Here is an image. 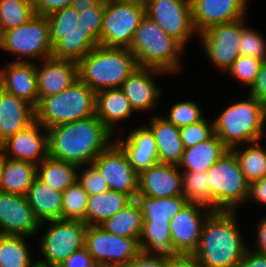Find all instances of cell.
I'll list each match as a JSON object with an SVG mask.
<instances>
[{
	"label": "cell",
	"mask_w": 266,
	"mask_h": 267,
	"mask_svg": "<svg viewBox=\"0 0 266 267\" xmlns=\"http://www.w3.org/2000/svg\"><path fill=\"white\" fill-rule=\"evenodd\" d=\"M47 130L49 156L76 164L79 169L92 164L115 141L96 115Z\"/></svg>",
	"instance_id": "cell-1"
},
{
	"label": "cell",
	"mask_w": 266,
	"mask_h": 267,
	"mask_svg": "<svg viewBox=\"0 0 266 267\" xmlns=\"http://www.w3.org/2000/svg\"><path fill=\"white\" fill-rule=\"evenodd\" d=\"M236 211L212 212L205 220L197 249L190 257L202 267H236L246 250Z\"/></svg>",
	"instance_id": "cell-2"
},
{
	"label": "cell",
	"mask_w": 266,
	"mask_h": 267,
	"mask_svg": "<svg viewBox=\"0 0 266 267\" xmlns=\"http://www.w3.org/2000/svg\"><path fill=\"white\" fill-rule=\"evenodd\" d=\"M138 68L128 48L98 45L78 62L79 79L95 92L121 88L128 76Z\"/></svg>",
	"instance_id": "cell-3"
},
{
	"label": "cell",
	"mask_w": 266,
	"mask_h": 267,
	"mask_svg": "<svg viewBox=\"0 0 266 267\" xmlns=\"http://www.w3.org/2000/svg\"><path fill=\"white\" fill-rule=\"evenodd\" d=\"M135 56L138 67L154 68L166 73L181 68L180 55L185 47L146 14L137 27L128 48Z\"/></svg>",
	"instance_id": "cell-4"
},
{
	"label": "cell",
	"mask_w": 266,
	"mask_h": 267,
	"mask_svg": "<svg viewBox=\"0 0 266 267\" xmlns=\"http://www.w3.org/2000/svg\"><path fill=\"white\" fill-rule=\"evenodd\" d=\"M248 95V99L234 102L213 121L215 135L229 150L240 143L257 142L265 134L266 107Z\"/></svg>",
	"instance_id": "cell-5"
},
{
	"label": "cell",
	"mask_w": 266,
	"mask_h": 267,
	"mask_svg": "<svg viewBox=\"0 0 266 267\" xmlns=\"http://www.w3.org/2000/svg\"><path fill=\"white\" fill-rule=\"evenodd\" d=\"M96 92L80 79L64 91L42 98L35 108V120L43 129L95 115Z\"/></svg>",
	"instance_id": "cell-6"
},
{
	"label": "cell",
	"mask_w": 266,
	"mask_h": 267,
	"mask_svg": "<svg viewBox=\"0 0 266 267\" xmlns=\"http://www.w3.org/2000/svg\"><path fill=\"white\" fill-rule=\"evenodd\" d=\"M212 200L221 211H236L249 198L246 181L235 154L229 150L207 171Z\"/></svg>",
	"instance_id": "cell-7"
},
{
	"label": "cell",
	"mask_w": 266,
	"mask_h": 267,
	"mask_svg": "<svg viewBox=\"0 0 266 267\" xmlns=\"http://www.w3.org/2000/svg\"><path fill=\"white\" fill-rule=\"evenodd\" d=\"M0 49L24 57L14 62H34L35 58L44 60L52 57L53 44L47 16L35 15L27 23L6 30Z\"/></svg>",
	"instance_id": "cell-8"
},
{
	"label": "cell",
	"mask_w": 266,
	"mask_h": 267,
	"mask_svg": "<svg viewBox=\"0 0 266 267\" xmlns=\"http://www.w3.org/2000/svg\"><path fill=\"white\" fill-rule=\"evenodd\" d=\"M43 233L39 250L43 255L36 263L44 267H59L72 253L85 247L87 225L82 221L57 219Z\"/></svg>",
	"instance_id": "cell-9"
},
{
	"label": "cell",
	"mask_w": 266,
	"mask_h": 267,
	"mask_svg": "<svg viewBox=\"0 0 266 267\" xmlns=\"http://www.w3.org/2000/svg\"><path fill=\"white\" fill-rule=\"evenodd\" d=\"M144 16L145 5L105 0L100 45L129 48Z\"/></svg>",
	"instance_id": "cell-10"
},
{
	"label": "cell",
	"mask_w": 266,
	"mask_h": 267,
	"mask_svg": "<svg viewBox=\"0 0 266 267\" xmlns=\"http://www.w3.org/2000/svg\"><path fill=\"white\" fill-rule=\"evenodd\" d=\"M85 248L104 267H125L141 252L138 239L108 233L99 225H87Z\"/></svg>",
	"instance_id": "cell-11"
},
{
	"label": "cell",
	"mask_w": 266,
	"mask_h": 267,
	"mask_svg": "<svg viewBox=\"0 0 266 267\" xmlns=\"http://www.w3.org/2000/svg\"><path fill=\"white\" fill-rule=\"evenodd\" d=\"M145 14L185 48L189 38L198 34L192 21L191 0H147Z\"/></svg>",
	"instance_id": "cell-12"
},
{
	"label": "cell",
	"mask_w": 266,
	"mask_h": 267,
	"mask_svg": "<svg viewBox=\"0 0 266 267\" xmlns=\"http://www.w3.org/2000/svg\"><path fill=\"white\" fill-rule=\"evenodd\" d=\"M199 35L209 60L217 69L226 72L240 55L242 18L213 25Z\"/></svg>",
	"instance_id": "cell-13"
},
{
	"label": "cell",
	"mask_w": 266,
	"mask_h": 267,
	"mask_svg": "<svg viewBox=\"0 0 266 267\" xmlns=\"http://www.w3.org/2000/svg\"><path fill=\"white\" fill-rule=\"evenodd\" d=\"M212 211L204 206L187 203L170 221L172 255L191 257L198 247L205 220Z\"/></svg>",
	"instance_id": "cell-14"
},
{
	"label": "cell",
	"mask_w": 266,
	"mask_h": 267,
	"mask_svg": "<svg viewBox=\"0 0 266 267\" xmlns=\"http://www.w3.org/2000/svg\"><path fill=\"white\" fill-rule=\"evenodd\" d=\"M108 184L109 190L129 195L133 200L138 192L139 174L129 163L123 149L114 141L92 163Z\"/></svg>",
	"instance_id": "cell-15"
},
{
	"label": "cell",
	"mask_w": 266,
	"mask_h": 267,
	"mask_svg": "<svg viewBox=\"0 0 266 267\" xmlns=\"http://www.w3.org/2000/svg\"><path fill=\"white\" fill-rule=\"evenodd\" d=\"M41 228L23 195L0 191V234L33 236Z\"/></svg>",
	"instance_id": "cell-16"
},
{
	"label": "cell",
	"mask_w": 266,
	"mask_h": 267,
	"mask_svg": "<svg viewBox=\"0 0 266 267\" xmlns=\"http://www.w3.org/2000/svg\"><path fill=\"white\" fill-rule=\"evenodd\" d=\"M43 127L36 120L25 129L10 136L0 145L6 158L40 164L49 155L48 130L40 132Z\"/></svg>",
	"instance_id": "cell-17"
},
{
	"label": "cell",
	"mask_w": 266,
	"mask_h": 267,
	"mask_svg": "<svg viewBox=\"0 0 266 267\" xmlns=\"http://www.w3.org/2000/svg\"><path fill=\"white\" fill-rule=\"evenodd\" d=\"M247 6L243 0H191L194 28L200 34L213 25L244 18Z\"/></svg>",
	"instance_id": "cell-18"
},
{
	"label": "cell",
	"mask_w": 266,
	"mask_h": 267,
	"mask_svg": "<svg viewBox=\"0 0 266 267\" xmlns=\"http://www.w3.org/2000/svg\"><path fill=\"white\" fill-rule=\"evenodd\" d=\"M137 195L156 198L183 196L182 170L177 165L157 163L139 173Z\"/></svg>",
	"instance_id": "cell-19"
},
{
	"label": "cell",
	"mask_w": 266,
	"mask_h": 267,
	"mask_svg": "<svg viewBox=\"0 0 266 267\" xmlns=\"http://www.w3.org/2000/svg\"><path fill=\"white\" fill-rule=\"evenodd\" d=\"M5 66L0 69V88L36 108L39 103L36 64L11 61Z\"/></svg>",
	"instance_id": "cell-20"
},
{
	"label": "cell",
	"mask_w": 266,
	"mask_h": 267,
	"mask_svg": "<svg viewBox=\"0 0 266 267\" xmlns=\"http://www.w3.org/2000/svg\"><path fill=\"white\" fill-rule=\"evenodd\" d=\"M36 75L40 101L64 91L79 79L78 62L50 57L43 60L41 68L36 64Z\"/></svg>",
	"instance_id": "cell-21"
},
{
	"label": "cell",
	"mask_w": 266,
	"mask_h": 267,
	"mask_svg": "<svg viewBox=\"0 0 266 267\" xmlns=\"http://www.w3.org/2000/svg\"><path fill=\"white\" fill-rule=\"evenodd\" d=\"M166 72L154 68L138 67L123 82L121 89L135 111H148L157 105L160 89L154 75Z\"/></svg>",
	"instance_id": "cell-22"
},
{
	"label": "cell",
	"mask_w": 266,
	"mask_h": 267,
	"mask_svg": "<svg viewBox=\"0 0 266 267\" xmlns=\"http://www.w3.org/2000/svg\"><path fill=\"white\" fill-rule=\"evenodd\" d=\"M114 140L138 174L159 162L156 140L148 126L133 129L124 140Z\"/></svg>",
	"instance_id": "cell-23"
},
{
	"label": "cell",
	"mask_w": 266,
	"mask_h": 267,
	"mask_svg": "<svg viewBox=\"0 0 266 267\" xmlns=\"http://www.w3.org/2000/svg\"><path fill=\"white\" fill-rule=\"evenodd\" d=\"M35 121V108L0 88V145Z\"/></svg>",
	"instance_id": "cell-24"
},
{
	"label": "cell",
	"mask_w": 266,
	"mask_h": 267,
	"mask_svg": "<svg viewBox=\"0 0 266 267\" xmlns=\"http://www.w3.org/2000/svg\"><path fill=\"white\" fill-rule=\"evenodd\" d=\"M53 44L52 57L56 59L73 60L79 62L99 42L78 24L70 31H50Z\"/></svg>",
	"instance_id": "cell-25"
},
{
	"label": "cell",
	"mask_w": 266,
	"mask_h": 267,
	"mask_svg": "<svg viewBox=\"0 0 266 267\" xmlns=\"http://www.w3.org/2000/svg\"><path fill=\"white\" fill-rule=\"evenodd\" d=\"M134 110L121 88L96 92L95 115L114 134L117 124L130 118Z\"/></svg>",
	"instance_id": "cell-26"
},
{
	"label": "cell",
	"mask_w": 266,
	"mask_h": 267,
	"mask_svg": "<svg viewBox=\"0 0 266 267\" xmlns=\"http://www.w3.org/2000/svg\"><path fill=\"white\" fill-rule=\"evenodd\" d=\"M149 128L156 140L159 163L178 166L184 152L180 128L161 115L150 121Z\"/></svg>",
	"instance_id": "cell-27"
},
{
	"label": "cell",
	"mask_w": 266,
	"mask_h": 267,
	"mask_svg": "<svg viewBox=\"0 0 266 267\" xmlns=\"http://www.w3.org/2000/svg\"><path fill=\"white\" fill-rule=\"evenodd\" d=\"M26 197L40 225L61 219L63 192L52 189L36 176Z\"/></svg>",
	"instance_id": "cell-28"
},
{
	"label": "cell",
	"mask_w": 266,
	"mask_h": 267,
	"mask_svg": "<svg viewBox=\"0 0 266 267\" xmlns=\"http://www.w3.org/2000/svg\"><path fill=\"white\" fill-rule=\"evenodd\" d=\"M228 151L229 149L214 134L208 140L185 148L178 168H183V172H206Z\"/></svg>",
	"instance_id": "cell-29"
},
{
	"label": "cell",
	"mask_w": 266,
	"mask_h": 267,
	"mask_svg": "<svg viewBox=\"0 0 266 267\" xmlns=\"http://www.w3.org/2000/svg\"><path fill=\"white\" fill-rule=\"evenodd\" d=\"M132 201L129 195L113 190L88 195L85 224L100 225Z\"/></svg>",
	"instance_id": "cell-30"
},
{
	"label": "cell",
	"mask_w": 266,
	"mask_h": 267,
	"mask_svg": "<svg viewBox=\"0 0 266 267\" xmlns=\"http://www.w3.org/2000/svg\"><path fill=\"white\" fill-rule=\"evenodd\" d=\"M36 176V165L5 157L0 178V191L26 196Z\"/></svg>",
	"instance_id": "cell-31"
},
{
	"label": "cell",
	"mask_w": 266,
	"mask_h": 267,
	"mask_svg": "<svg viewBox=\"0 0 266 267\" xmlns=\"http://www.w3.org/2000/svg\"><path fill=\"white\" fill-rule=\"evenodd\" d=\"M99 226L108 233L140 240L143 231V214L137 202L133 200Z\"/></svg>",
	"instance_id": "cell-32"
},
{
	"label": "cell",
	"mask_w": 266,
	"mask_h": 267,
	"mask_svg": "<svg viewBox=\"0 0 266 267\" xmlns=\"http://www.w3.org/2000/svg\"><path fill=\"white\" fill-rule=\"evenodd\" d=\"M76 164L58 160L49 155L37 165V177L52 189L64 192L77 181Z\"/></svg>",
	"instance_id": "cell-33"
},
{
	"label": "cell",
	"mask_w": 266,
	"mask_h": 267,
	"mask_svg": "<svg viewBox=\"0 0 266 267\" xmlns=\"http://www.w3.org/2000/svg\"><path fill=\"white\" fill-rule=\"evenodd\" d=\"M134 200L143 214V221H171L188 203L184 196L156 198L136 195Z\"/></svg>",
	"instance_id": "cell-34"
},
{
	"label": "cell",
	"mask_w": 266,
	"mask_h": 267,
	"mask_svg": "<svg viewBox=\"0 0 266 267\" xmlns=\"http://www.w3.org/2000/svg\"><path fill=\"white\" fill-rule=\"evenodd\" d=\"M23 235L0 234V267H34Z\"/></svg>",
	"instance_id": "cell-35"
},
{
	"label": "cell",
	"mask_w": 266,
	"mask_h": 267,
	"mask_svg": "<svg viewBox=\"0 0 266 267\" xmlns=\"http://www.w3.org/2000/svg\"><path fill=\"white\" fill-rule=\"evenodd\" d=\"M141 252L172 254L170 221H143Z\"/></svg>",
	"instance_id": "cell-36"
},
{
	"label": "cell",
	"mask_w": 266,
	"mask_h": 267,
	"mask_svg": "<svg viewBox=\"0 0 266 267\" xmlns=\"http://www.w3.org/2000/svg\"><path fill=\"white\" fill-rule=\"evenodd\" d=\"M260 143V141L250 143V146L247 147V149L239 148V146L231 149L240 164L241 171L246 181L249 184L261 180L266 176V149L263 148Z\"/></svg>",
	"instance_id": "cell-37"
},
{
	"label": "cell",
	"mask_w": 266,
	"mask_h": 267,
	"mask_svg": "<svg viewBox=\"0 0 266 267\" xmlns=\"http://www.w3.org/2000/svg\"><path fill=\"white\" fill-rule=\"evenodd\" d=\"M183 196L188 203L204 206L212 212L221 210L212 200L206 172H182Z\"/></svg>",
	"instance_id": "cell-38"
},
{
	"label": "cell",
	"mask_w": 266,
	"mask_h": 267,
	"mask_svg": "<svg viewBox=\"0 0 266 267\" xmlns=\"http://www.w3.org/2000/svg\"><path fill=\"white\" fill-rule=\"evenodd\" d=\"M35 15L33 0H0V18L4 32L27 23Z\"/></svg>",
	"instance_id": "cell-39"
},
{
	"label": "cell",
	"mask_w": 266,
	"mask_h": 267,
	"mask_svg": "<svg viewBox=\"0 0 266 267\" xmlns=\"http://www.w3.org/2000/svg\"><path fill=\"white\" fill-rule=\"evenodd\" d=\"M88 193L76 181L63 192L61 219L85 223Z\"/></svg>",
	"instance_id": "cell-40"
},
{
	"label": "cell",
	"mask_w": 266,
	"mask_h": 267,
	"mask_svg": "<svg viewBox=\"0 0 266 267\" xmlns=\"http://www.w3.org/2000/svg\"><path fill=\"white\" fill-rule=\"evenodd\" d=\"M245 18H242V35L239 43V53L261 61H266V41L261 33L248 28L245 25Z\"/></svg>",
	"instance_id": "cell-41"
},
{
	"label": "cell",
	"mask_w": 266,
	"mask_h": 267,
	"mask_svg": "<svg viewBox=\"0 0 266 267\" xmlns=\"http://www.w3.org/2000/svg\"><path fill=\"white\" fill-rule=\"evenodd\" d=\"M202 110L194 101H181L175 103L168 117H164L178 128L199 122L204 118Z\"/></svg>",
	"instance_id": "cell-42"
},
{
	"label": "cell",
	"mask_w": 266,
	"mask_h": 267,
	"mask_svg": "<svg viewBox=\"0 0 266 267\" xmlns=\"http://www.w3.org/2000/svg\"><path fill=\"white\" fill-rule=\"evenodd\" d=\"M263 61L249 56L239 55L233 62L232 66L228 69L231 76L238 79L241 84L251 88L256 81L260 67Z\"/></svg>",
	"instance_id": "cell-43"
},
{
	"label": "cell",
	"mask_w": 266,
	"mask_h": 267,
	"mask_svg": "<svg viewBox=\"0 0 266 267\" xmlns=\"http://www.w3.org/2000/svg\"><path fill=\"white\" fill-rule=\"evenodd\" d=\"M105 0H100L94 7L76 10L79 13L78 24L88 31L100 44Z\"/></svg>",
	"instance_id": "cell-44"
},
{
	"label": "cell",
	"mask_w": 266,
	"mask_h": 267,
	"mask_svg": "<svg viewBox=\"0 0 266 267\" xmlns=\"http://www.w3.org/2000/svg\"><path fill=\"white\" fill-rule=\"evenodd\" d=\"M214 122L208 123L202 119L197 123L180 128V135L184 149L210 139L214 135Z\"/></svg>",
	"instance_id": "cell-45"
},
{
	"label": "cell",
	"mask_w": 266,
	"mask_h": 267,
	"mask_svg": "<svg viewBox=\"0 0 266 267\" xmlns=\"http://www.w3.org/2000/svg\"><path fill=\"white\" fill-rule=\"evenodd\" d=\"M81 172L79 174L77 171V181L88 195H96L109 190L107 182L93 164Z\"/></svg>",
	"instance_id": "cell-46"
},
{
	"label": "cell",
	"mask_w": 266,
	"mask_h": 267,
	"mask_svg": "<svg viewBox=\"0 0 266 267\" xmlns=\"http://www.w3.org/2000/svg\"><path fill=\"white\" fill-rule=\"evenodd\" d=\"M79 13L67 6L47 15L50 31H70L77 25Z\"/></svg>",
	"instance_id": "cell-47"
},
{
	"label": "cell",
	"mask_w": 266,
	"mask_h": 267,
	"mask_svg": "<svg viewBox=\"0 0 266 267\" xmlns=\"http://www.w3.org/2000/svg\"><path fill=\"white\" fill-rule=\"evenodd\" d=\"M178 258L172 254L140 252L125 267H172Z\"/></svg>",
	"instance_id": "cell-48"
},
{
	"label": "cell",
	"mask_w": 266,
	"mask_h": 267,
	"mask_svg": "<svg viewBox=\"0 0 266 267\" xmlns=\"http://www.w3.org/2000/svg\"><path fill=\"white\" fill-rule=\"evenodd\" d=\"M72 3L73 0H33L36 15L44 16L58 9L71 6Z\"/></svg>",
	"instance_id": "cell-49"
},
{
	"label": "cell",
	"mask_w": 266,
	"mask_h": 267,
	"mask_svg": "<svg viewBox=\"0 0 266 267\" xmlns=\"http://www.w3.org/2000/svg\"><path fill=\"white\" fill-rule=\"evenodd\" d=\"M248 91L266 107V61L261 65L256 81Z\"/></svg>",
	"instance_id": "cell-50"
},
{
	"label": "cell",
	"mask_w": 266,
	"mask_h": 267,
	"mask_svg": "<svg viewBox=\"0 0 266 267\" xmlns=\"http://www.w3.org/2000/svg\"><path fill=\"white\" fill-rule=\"evenodd\" d=\"M92 261L91 255L84 247L72 253L59 267H86Z\"/></svg>",
	"instance_id": "cell-51"
},
{
	"label": "cell",
	"mask_w": 266,
	"mask_h": 267,
	"mask_svg": "<svg viewBox=\"0 0 266 267\" xmlns=\"http://www.w3.org/2000/svg\"><path fill=\"white\" fill-rule=\"evenodd\" d=\"M236 267H266V255L251 250L249 246Z\"/></svg>",
	"instance_id": "cell-52"
},
{
	"label": "cell",
	"mask_w": 266,
	"mask_h": 267,
	"mask_svg": "<svg viewBox=\"0 0 266 267\" xmlns=\"http://www.w3.org/2000/svg\"><path fill=\"white\" fill-rule=\"evenodd\" d=\"M248 199L266 205V176L250 184Z\"/></svg>",
	"instance_id": "cell-53"
},
{
	"label": "cell",
	"mask_w": 266,
	"mask_h": 267,
	"mask_svg": "<svg viewBox=\"0 0 266 267\" xmlns=\"http://www.w3.org/2000/svg\"><path fill=\"white\" fill-rule=\"evenodd\" d=\"M257 231L256 247L251 250L266 255V216L260 219Z\"/></svg>",
	"instance_id": "cell-54"
},
{
	"label": "cell",
	"mask_w": 266,
	"mask_h": 267,
	"mask_svg": "<svg viewBox=\"0 0 266 267\" xmlns=\"http://www.w3.org/2000/svg\"><path fill=\"white\" fill-rule=\"evenodd\" d=\"M100 0H73L72 7L75 10H85L94 7Z\"/></svg>",
	"instance_id": "cell-55"
},
{
	"label": "cell",
	"mask_w": 266,
	"mask_h": 267,
	"mask_svg": "<svg viewBox=\"0 0 266 267\" xmlns=\"http://www.w3.org/2000/svg\"><path fill=\"white\" fill-rule=\"evenodd\" d=\"M172 267H202L190 257H179Z\"/></svg>",
	"instance_id": "cell-56"
},
{
	"label": "cell",
	"mask_w": 266,
	"mask_h": 267,
	"mask_svg": "<svg viewBox=\"0 0 266 267\" xmlns=\"http://www.w3.org/2000/svg\"><path fill=\"white\" fill-rule=\"evenodd\" d=\"M118 2H126V3H136V4H142L145 5L147 0H115Z\"/></svg>",
	"instance_id": "cell-57"
},
{
	"label": "cell",
	"mask_w": 266,
	"mask_h": 267,
	"mask_svg": "<svg viewBox=\"0 0 266 267\" xmlns=\"http://www.w3.org/2000/svg\"><path fill=\"white\" fill-rule=\"evenodd\" d=\"M5 161V156L3 154L2 149L0 148V178H1V172H2V166Z\"/></svg>",
	"instance_id": "cell-58"
},
{
	"label": "cell",
	"mask_w": 266,
	"mask_h": 267,
	"mask_svg": "<svg viewBox=\"0 0 266 267\" xmlns=\"http://www.w3.org/2000/svg\"><path fill=\"white\" fill-rule=\"evenodd\" d=\"M86 267H104L103 265H101L100 263L95 262L94 260L88 264Z\"/></svg>",
	"instance_id": "cell-59"
},
{
	"label": "cell",
	"mask_w": 266,
	"mask_h": 267,
	"mask_svg": "<svg viewBox=\"0 0 266 267\" xmlns=\"http://www.w3.org/2000/svg\"><path fill=\"white\" fill-rule=\"evenodd\" d=\"M3 35H4V28H3L2 21L0 18V43L2 41Z\"/></svg>",
	"instance_id": "cell-60"
},
{
	"label": "cell",
	"mask_w": 266,
	"mask_h": 267,
	"mask_svg": "<svg viewBox=\"0 0 266 267\" xmlns=\"http://www.w3.org/2000/svg\"><path fill=\"white\" fill-rule=\"evenodd\" d=\"M34 267H44V266H41V265L36 264Z\"/></svg>",
	"instance_id": "cell-61"
}]
</instances>
